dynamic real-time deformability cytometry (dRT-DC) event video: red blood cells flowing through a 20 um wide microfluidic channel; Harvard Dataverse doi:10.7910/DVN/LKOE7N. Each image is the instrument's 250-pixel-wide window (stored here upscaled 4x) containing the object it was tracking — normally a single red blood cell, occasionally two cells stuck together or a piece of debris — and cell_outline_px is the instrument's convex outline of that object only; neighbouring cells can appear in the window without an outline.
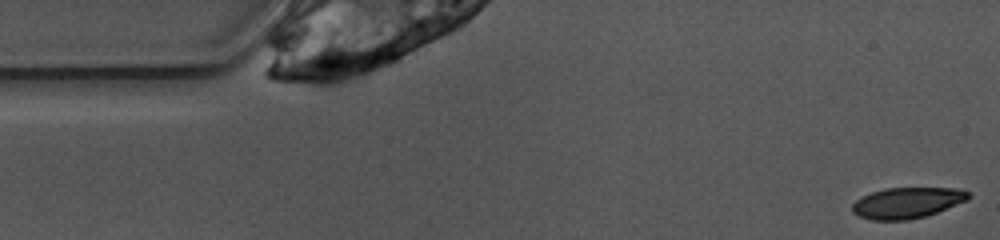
{"species": "common noctule bat (a hibernating species)", "species_latin": "Nyctalus noctula", "temperature_condition": "warm", "stored_images_in_passage": 2, "camera_frame_rate_fps": 3000, "um_per_image_px": 0.085, "animal": {"sex": "female", "body_mass_g": 10.0, "forearm_length_mm": 53.1}, "frame": {"image": 1, "passage_image": 1, "time_ms": 0.0, "image_size_px": [1000, 240], "cell_outline_px": [[972, 196], [968, 200], [936, 212], [924, 216], [908, 220], [872, 220], [860, 216], [852, 212], [852, 204], [856, 200], [872, 192], [884, 188], [952, 188], [968, 192]], "centroid_in_image_um": [77.09, 17.24], "position_along_channel_um": 7.9, "area_um2": 20.69}}